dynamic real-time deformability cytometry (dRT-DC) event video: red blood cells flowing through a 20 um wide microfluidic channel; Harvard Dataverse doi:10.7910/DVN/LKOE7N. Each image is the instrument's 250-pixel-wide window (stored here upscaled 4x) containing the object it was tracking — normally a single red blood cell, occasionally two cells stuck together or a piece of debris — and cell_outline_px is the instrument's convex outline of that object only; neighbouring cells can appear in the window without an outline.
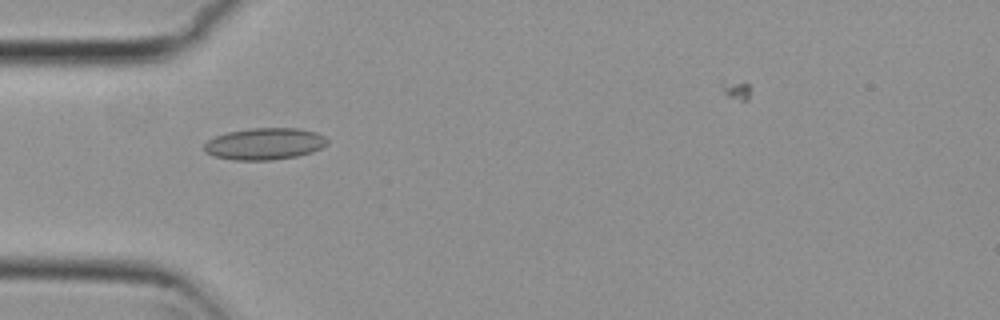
{"species": "common noctule bat (a hibernating species)", "species_latin": "Nyctalus noctula", "temperature_condition": "cold", "stored_images_in_passage": 6, "camera_frame_rate_fps": 3000, "um_per_image_px": 0.085, "animal": {"sex": "female", "body_mass_g": 29.2, "forearm_length_mm": 56.3}, "frame": {"image": 1, "passage_image": 4, "time_ms": 1.0, "image_size_px": [1000, 320], "cell_outline_px": [[328, 144], [312, 152], [296, 156], [272, 160], [232, 160], [216, 156], [204, 152], [204, 144], [208, 140], [216, 136], [228, 132], [252, 128], [300, 128], [316, 132], [324, 136], [328, 140]], "centroid_in_image_um": [22.5, 12.22], "position_along_channel_um": 62.5, "area_um2": 22.77}}
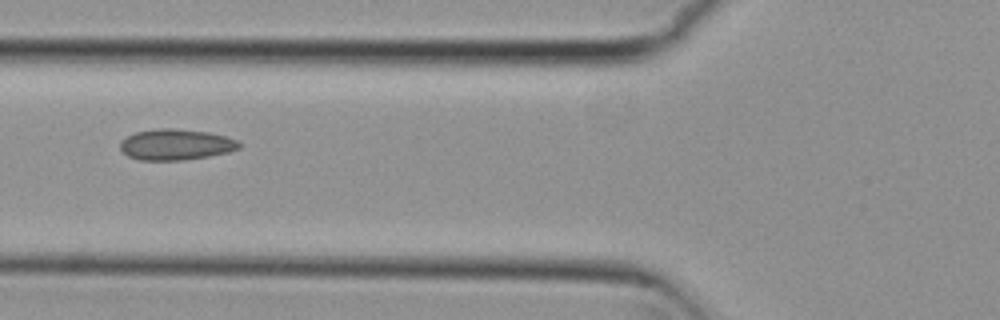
{"frame": {"image": 2, "passage_image": 5, "time_ms": 1.333, "image_size_px": [1000, 320], "cell_outline_px": [[240, 148], [228, 152], [208, 156], [184, 160], [140, 160], [128, 156], [120, 148], [120, 140], [136, 132], [160, 128], [172, 128], [208, 132], [240, 140]], "centroid_in_image_um": [14.96, 12.29], "position_along_channel_um": 110.8, "area_um2": 21.39}}
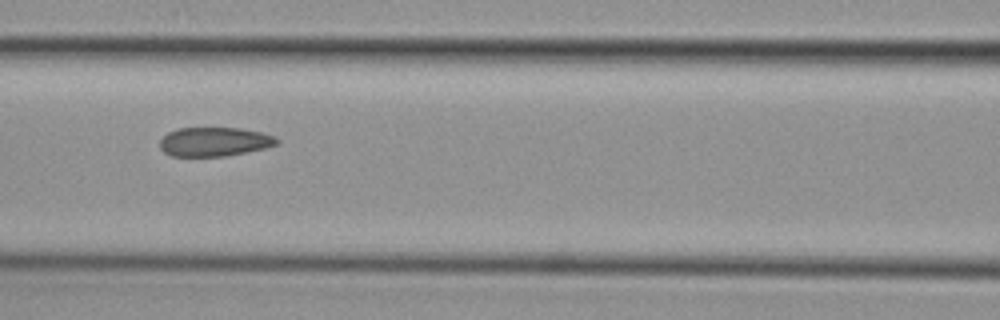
{"frame": {"image": 3, "passage_image": 6, "time_ms": 1.667, "image_size_px": [1000, 320], "cell_outline_px": [[280, 140], [276, 144], [264, 148], [224, 156], [172, 156], [164, 152], [160, 148], [160, 140], [168, 132], [176, 128], [240, 128], [260, 132], [276, 136]], "centroid_in_image_um": [18.2, 12.04], "position_along_channel_um": 148.4, "area_um2": 19.71}}